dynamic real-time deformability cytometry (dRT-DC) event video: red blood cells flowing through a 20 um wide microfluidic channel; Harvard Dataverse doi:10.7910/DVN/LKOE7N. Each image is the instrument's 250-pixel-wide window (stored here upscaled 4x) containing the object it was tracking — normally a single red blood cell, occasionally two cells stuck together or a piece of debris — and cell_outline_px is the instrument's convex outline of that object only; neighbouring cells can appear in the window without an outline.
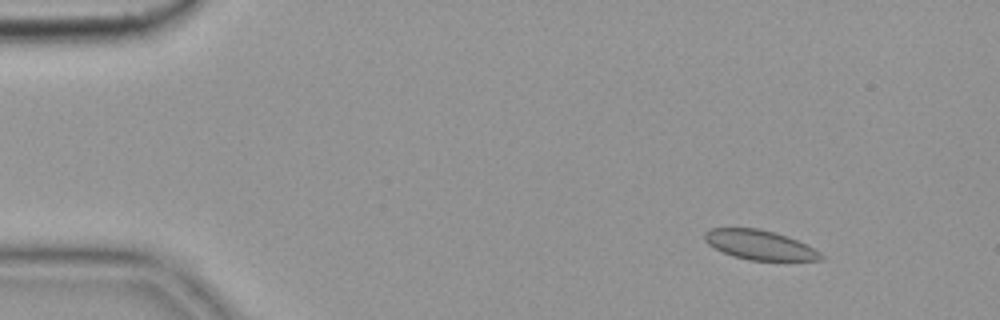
{"species": "common noctule bat (a hibernating species)", "species_latin": "Nyctalus noctula", "temperature_condition": "cold", "stored_images_in_passage": 5, "camera_frame_rate_fps": 3000, "um_per_image_px": 0.085, "animal": {"sex": "female", "body_mass_g": 19.9}, "frame": {"image": 1, "passage_image": 2, "time_ms": 0.333, "image_size_px": [1000, 320], "cell_outline_px": [[824, 260], [748, 260], [732, 256], [708, 244], [704, 240], [704, 232], [708, 228], [756, 228], [788, 236], [820, 252], [824, 256]], "centroid_in_image_um": [64.54, 20.82], "position_along_channel_um": 20.5, "area_um2": 19.83}}
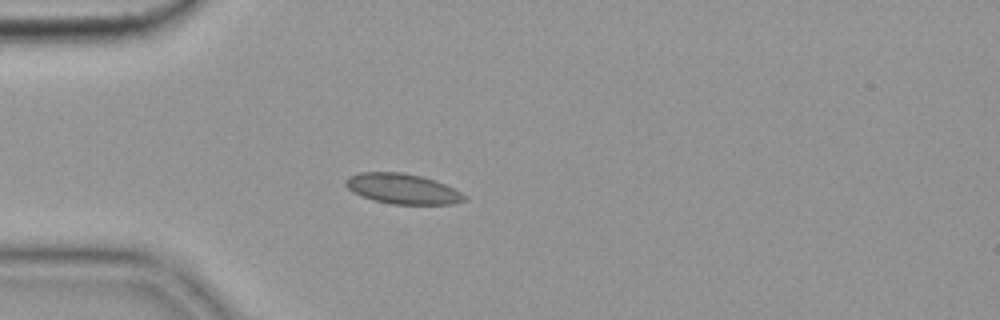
{"frame": {"image": 2, "passage_image": 4, "time_ms": 1.0, "image_size_px": [1000, 320], "cell_outline_px": [[468, 200], [452, 204], [392, 204], [372, 200], [360, 196], [352, 192], [344, 184], [344, 180], [348, 176], [360, 172], [400, 172], [420, 176], [436, 180], [468, 196]], "centroid_in_image_um": [34.19, 16.05], "position_along_channel_um": 50.8, "area_um2": 21.1}}